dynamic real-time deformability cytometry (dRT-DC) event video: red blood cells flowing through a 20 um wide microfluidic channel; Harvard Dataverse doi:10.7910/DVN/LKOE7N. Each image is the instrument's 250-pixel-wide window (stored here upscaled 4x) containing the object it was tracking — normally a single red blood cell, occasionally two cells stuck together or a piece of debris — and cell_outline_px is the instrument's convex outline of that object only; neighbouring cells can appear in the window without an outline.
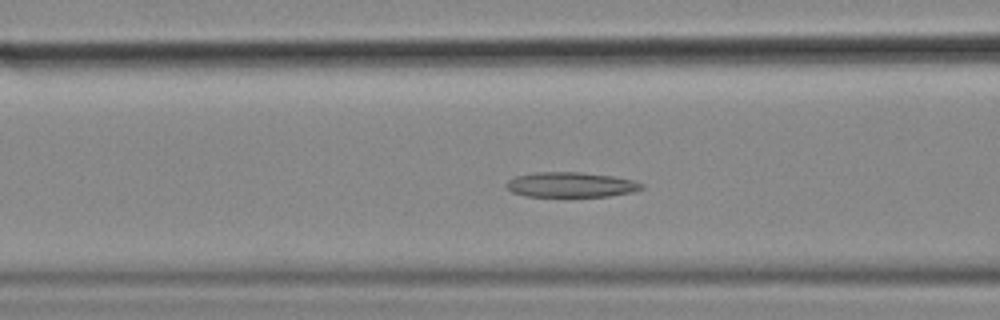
{"species": "common noctule bat (a hibernating species)", "species_latin": "Nyctalus noctula", "temperature_condition": "cold", "stored_images_in_passage": 55, "camera_frame_rate_fps": 3000, "um_per_image_px": 0.085, "animal": {"sex": "female", "body_mass_g": 18.4}, "frame": {"image": 1, "passage_image": 21, "time_ms": 6.667, "image_size_px": [1000, 320], "cell_outline_px": [[644, 188], [632, 192], [608, 196], [524, 196], [512, 192], [504, 184], [508, 180], [516, 176], [532, 172], [580, 172], [612, 176], [632, 180], [644, 184]], "centroid_in_image_um": [48.5, 15.69], "position_along_channel_um": 118.1, "area_um2": 19.71}}
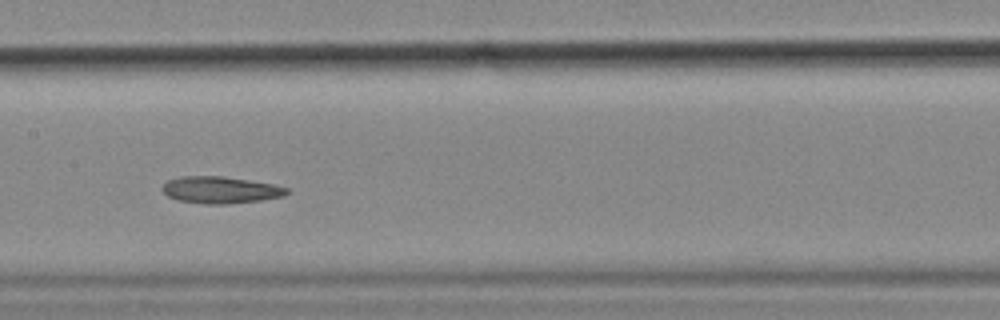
{"frame": {"image": 2, "passage_image": 27, "time_ms": 8.667, "image_size_px": [1000, 320], "cell_outline_px": [[292, 192], [284, 196], [260, 200], [228, 204], [204, 204], [176, 200], [168, 196], [160, 188], [168, 180], [180, 176], [224, 176], [272, 184], [288, 188]], "centroid_in_image_um": [18.73, 16.15], "position_along_channel_um": 188.7, "area_um2": 19.59}}
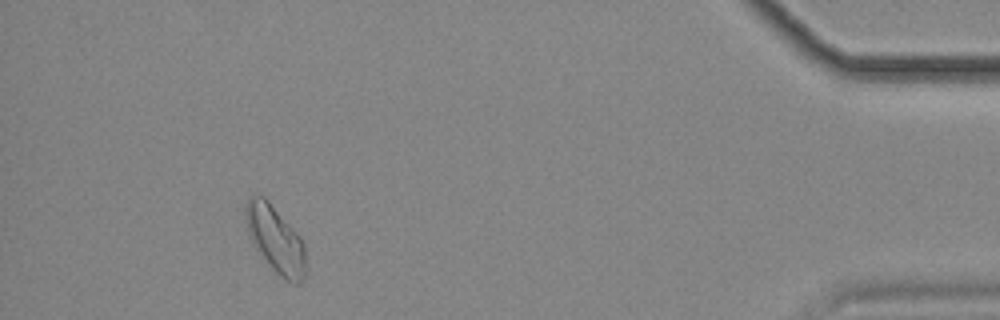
{"frame": {"image": 3, "passage_image": 51, "time_ms": 16.667, "image_size_px": [1000, 320], "cell_outline_px": [[304, 276], [300, 284], [296, 284], [280, 276], [256, 252], [248, 236], [244, 212], [244, 208], [248, 200], [252, 196], [264, 196], [268, 200], [300, 236], [304, 244]], "centroid_in_image_um": [23.36, 20.33], "position_along_channel_um": 411.8, "area_um2": 23.35}}